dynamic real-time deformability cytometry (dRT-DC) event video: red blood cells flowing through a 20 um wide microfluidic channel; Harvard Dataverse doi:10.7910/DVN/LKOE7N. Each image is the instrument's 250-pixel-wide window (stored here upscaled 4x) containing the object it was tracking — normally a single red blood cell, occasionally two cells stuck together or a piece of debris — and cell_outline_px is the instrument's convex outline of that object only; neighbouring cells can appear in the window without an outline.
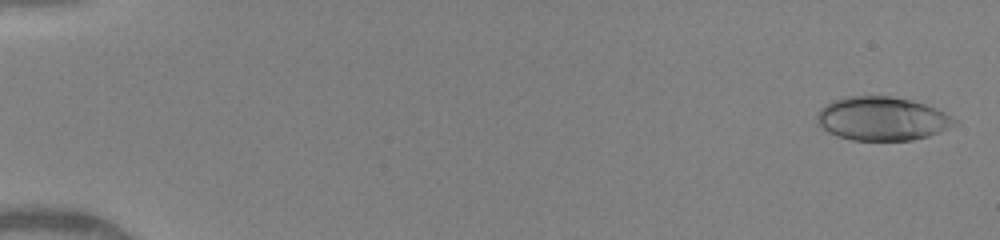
{"species": "human", "species_latin": "Homo sapiens", "temperature_condition": "warm", "stored_images_in_passage": 27, "camera_frame_rate_fps": 3000, "um_per_image_px": 0.085, "donor": {"sex": "female"}, "frame": {"image": 1, "passage_image": 2, "time_ms": 0.333, "image_size_px": [1000, 240], "cell_outline_px": [[956, 124], [940, 132], [928, 136], [912, 140], [852, 140], [828, 132], [816, 120], [816, 112], [820, 108], [832, 100], [848, 96], [888, 96], [912, 100], [936, 108], [952, 116], [956, 120]], "centroid_in_image_um": [74.97, 10.08], "position_along_channel_um": 10.0, "area_um2": 34.91}}
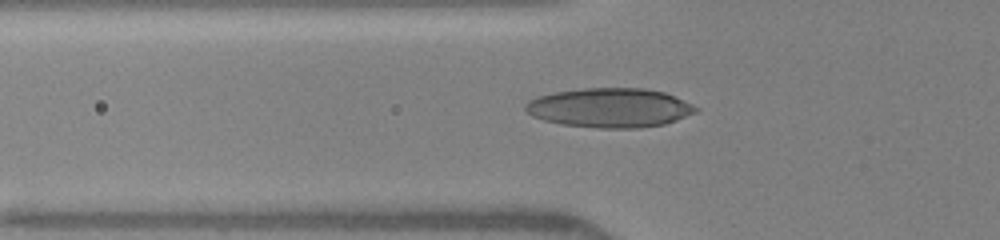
{"frame": {"image": 2, "passage_image": 16, "time_ms": 5.667, "image_size_px": [1000, 240], "cell_outline_px": [[700, 108], [696, 112], [676, 120], [664, 124], [640, 128], [600, 128], [560, 124], [544, 120], [532, 116], [524, 108], [524, 104], [528, 100], [536, 96], [552, 92], [584, 88], [644, 88], [664, 92], [692, 104]], "centroid_in_image_um": [51.8, 9.16], "position_along_channel_um": 74.0, "area_um2": 39.19}}
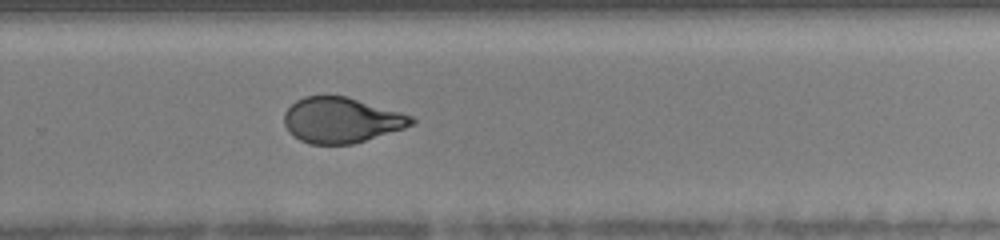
{"frame": {"image": 3, "passage_image": 27, "time_ms": 11.0, "image_size_px": [1000, 240], "cell_outline_px": [[416, 120], [412, 124], [404, 128], [352, 144], [308, 144], [292, 136], [288, 132], [284, 124], [284, 112], [296, 100], [304, 96], [348, 96], [400, 112], [412, 116]], "centroid_in_image_um": [28.97, 10.21], "position_along_channel_um": 300.8, "area_um2": 33.7}}